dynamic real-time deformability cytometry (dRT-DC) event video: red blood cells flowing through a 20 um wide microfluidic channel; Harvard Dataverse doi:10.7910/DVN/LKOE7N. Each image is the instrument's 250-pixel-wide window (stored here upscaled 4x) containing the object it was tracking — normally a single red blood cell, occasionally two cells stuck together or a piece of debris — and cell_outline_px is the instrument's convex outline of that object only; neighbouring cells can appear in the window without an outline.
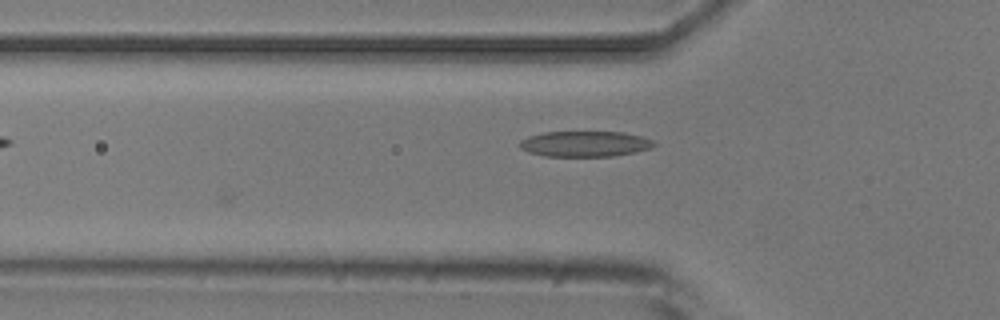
{"species": "common noctule bat (a hibernating species)", "species_latin": "Nyctalus noctula", "temperature_condition": "room temperature", "stored_images_in_passage": 6, "camera_frame_rate_fps": 3000, "um_per_image_px": 0.085, "animal": {"sex": "male", "body_mass_g": 20.5, "forearm_length_mm": 52.5}, "frame": {"image": 1, "passage_image": 5, "time_ms": 5.667, "image_size_px": [1000, 320], "cell_outline_px": [[656, 144], [652, 148], [636, 152], [612, 156], [544, 156], [528, 152], [520, 148], [520, 140], [528, 136], [544, 132], [624, 132], [640, 136], [652, 140]], "centroid_in_image_um": [49.71, 12.23], "position_along_channel_um": 76.1, "area_um2": 20.06}}
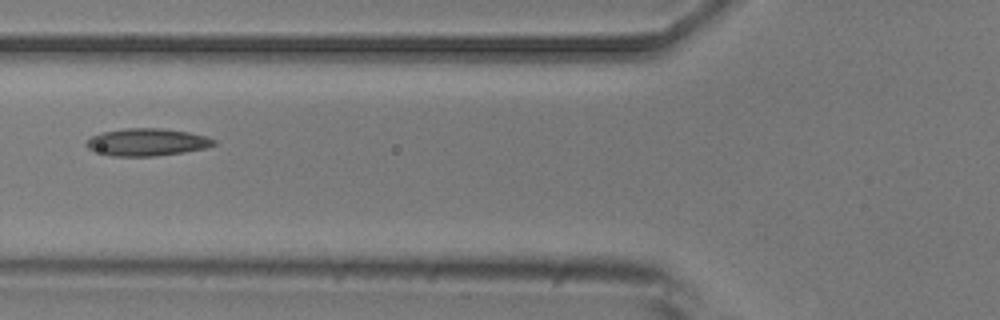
{"frame": {"image": 2, "passage_image": 6, "time_ms": 6.667, "image_size_px": [1000, 320], "cell_outline_px": [[216, 144], [204, 148], [184, 152], [156, 156], [112, 156], [96, 152], [88, 148], [84, 144], [92, 136], [100, 132], [124, 128], [160, 128], [188, 132], [208, 136], [216, 140]], "centroid_in_image_um": [12.48, 12.08], "position_along_channel_um": 113.3, "area_um2": 20.46}}